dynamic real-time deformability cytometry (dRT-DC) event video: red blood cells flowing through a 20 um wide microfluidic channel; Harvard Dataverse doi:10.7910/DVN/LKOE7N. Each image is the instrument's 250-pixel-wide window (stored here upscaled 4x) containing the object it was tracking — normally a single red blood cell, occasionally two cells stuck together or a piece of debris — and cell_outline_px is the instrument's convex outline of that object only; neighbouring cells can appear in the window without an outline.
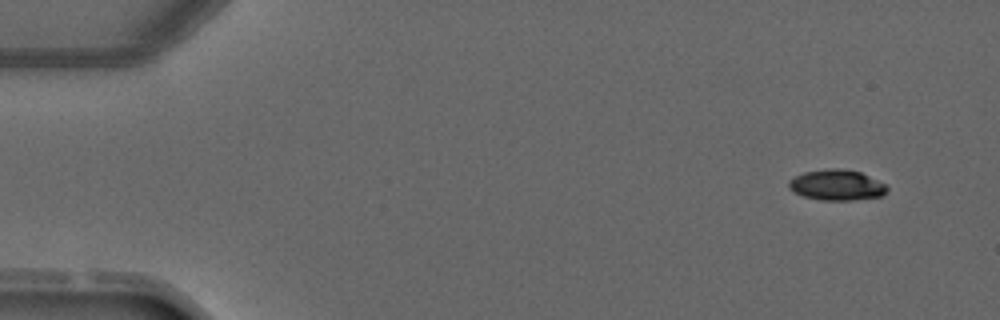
{"species": "common noctule bat (a hibernating species)", "species_latin": "Nyctalus noctula", "temperature_condition": "warm", "stored_images_in_passage": 5, "segment_of_instrument_passage": [1, 2], "camera_frame_rate_fps": 3000, "um_per_image_px": 0.085, "animal": {"sex": "male", "forearm_length_mm": 52.5}, "frame": {"image": 1, "passage_image": 1, "time_ms": 0.0, "image_size_px": [1000, 320], "cell_outline_px": [[888, 188], [880, 196], [852, 200], [820, 200], [804, 196], [788, 188], [788, 180], [804, 172], [832, 168], [840, 168], [860, 172], [884, 184]], "centroid_in_image_um": [71.08, 15.72], "position_along_channel_um": 13.9, "area_um2": 17.22}}
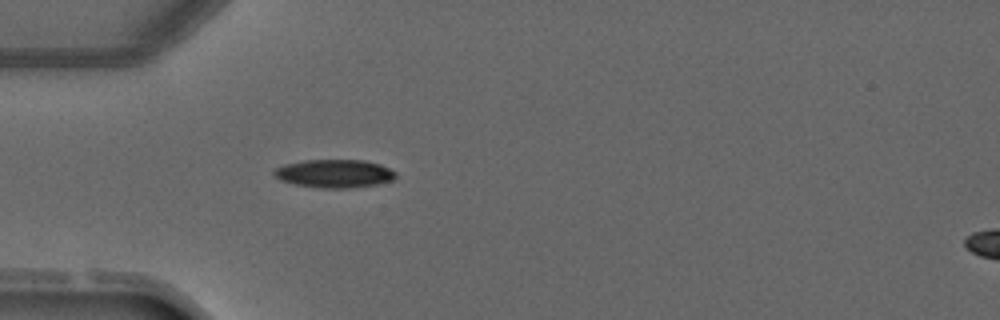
{"frame": {"image": 2, "passage_image": 4, "time_ms": 3.333, "image_size_px": [1000, 320], "cell_outline_px": [[396, 176], [392, 180], [376, 184], [352, 188], [320, 188], [296, 184], [280, 180], [272, 172], [276, 168], [284, 164], [304, 160], [364, 160], [380, 164], [396, 172]], "centroid_in_image_um": [28.42, 14.75], "position_along_channel_um": 56.6, "area_um2": 19.94}}